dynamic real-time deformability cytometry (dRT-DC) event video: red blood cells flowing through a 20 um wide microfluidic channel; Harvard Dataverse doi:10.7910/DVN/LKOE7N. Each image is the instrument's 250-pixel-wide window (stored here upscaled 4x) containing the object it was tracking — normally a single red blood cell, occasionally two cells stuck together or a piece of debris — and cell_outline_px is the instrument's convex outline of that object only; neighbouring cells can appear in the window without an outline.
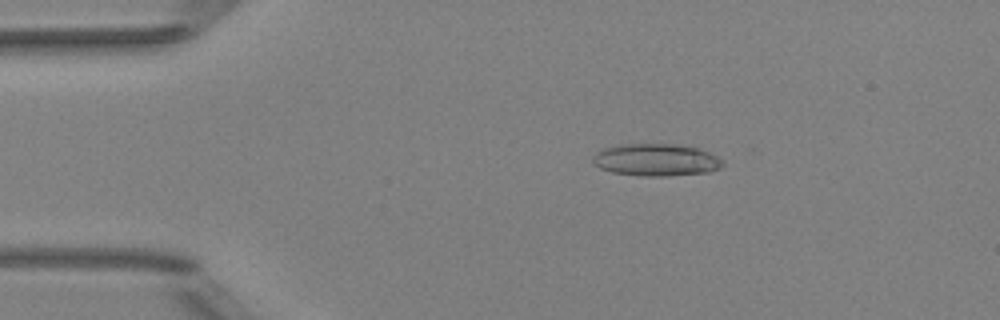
{"species": "Egyptian fruit bat (a non-hibernating species)", "species_latin": "Rousettus aegyptiacus", "temperature_condition": "room temperature", "stored_images_in_passage": 48, "camera_frame_rate_fps": 3000, "um_per_image_px": 0.085, "animal": {"sex": "female"}, "frame": {"image": 1, "passage_image": 7, "time_ms": 2.0, "image_size_px": [1000, 320], "cell_outline_px": [[724, 164], [720, 168], [712, 172], [668, 176], [640, 176], [612, 172], [600, 168], [592, 164], [592, 156], [596, 152], [604, 148], [620, 144], [676, 144], [700, 148], [724, 160]], "centroid_in_image_um": [55.78, 13.59], "position_along_channel_um": 29.2, "area_um2": 24.8}}
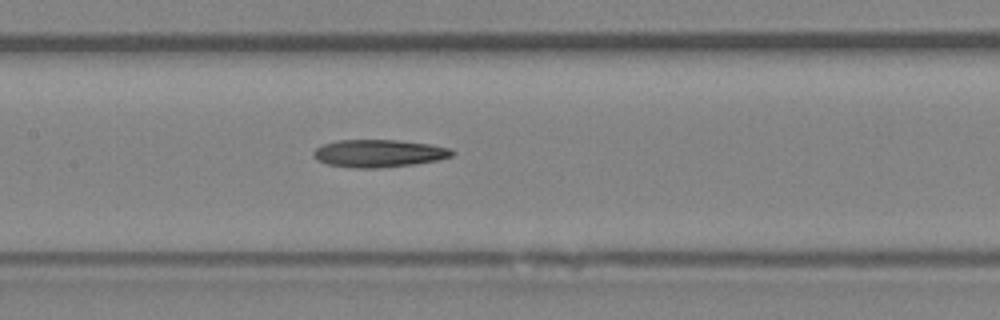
{"frame": {"image": 2, "passage_image": 22, "time_ms": 7.0, "image_size_px": [1000, 320], "cell_outline_px": [[456, 152], [452, 156], [440, 160], [412, 164], [380, 168], [352, 168], [328, 164], [320, 160], [312, 152], [316, 148], [324, 144], [336, 140], [396, 140], [432, 144], [452, 148]], "centroid_in_image_um": [32.27, 13.03], "position_along_channel_um": 175.1, "area_um2": 22.31}}
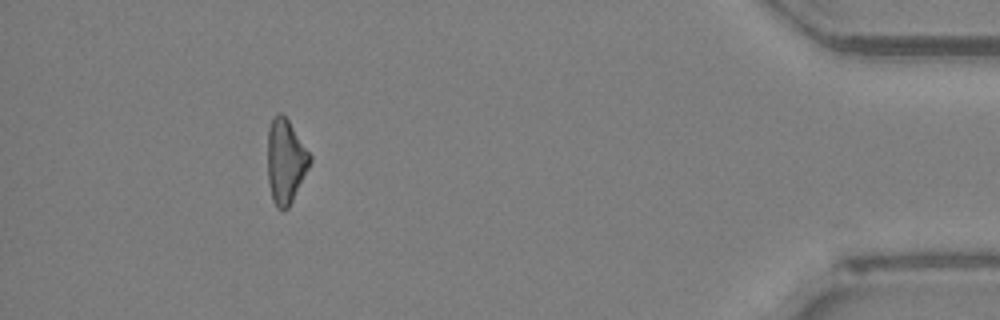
{"frame": {"image": 3, "passage_image": 44, "time_ms": 14.333, "image_size_px": [1000, 320], "cell_outline_px": [[312, 160], [288, 208], [276, 208], [272, 200], [268, 180], [268, 128], [276, 112], [280, 112], [288, 120], [312, 156]], "centroid_in_image_um": [24.26, 13.68], "position_along_channel_um": 410.9, "area_um2": 20.52}, "authors_computed_cell_mechanics": {"area_um2": 21.964, "velocity_mm_per_s": 4.0442, "shape_relaxation_time_tau1_ms": 10.5555, "shape_relaxation_time_tau2_ms": null, "deformation_change_tau1": 0.2373, "deformation_change_tau2": null}}